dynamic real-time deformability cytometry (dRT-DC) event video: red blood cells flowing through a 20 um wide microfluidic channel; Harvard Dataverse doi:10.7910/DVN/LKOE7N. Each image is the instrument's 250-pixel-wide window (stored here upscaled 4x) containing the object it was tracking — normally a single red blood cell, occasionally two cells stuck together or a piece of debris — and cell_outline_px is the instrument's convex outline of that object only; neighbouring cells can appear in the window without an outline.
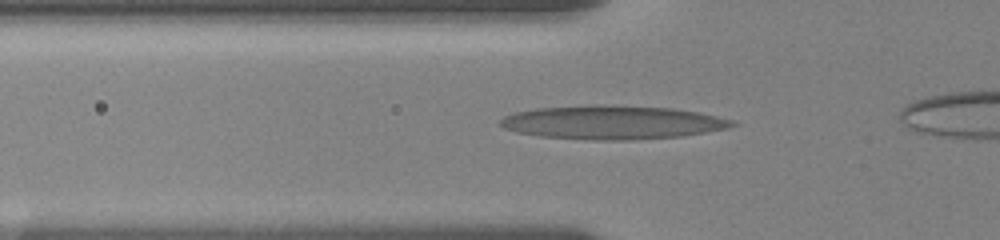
{"species": "human", "species_latin": "Homo sapiens", "temperature_condition": "room temperature", "stored_images_in_passage": 36, "camera_frame_rate_fps": 3000, "um_per_image_px": 0.085, "donor": {"sex": "female"}, "frame": {"image": 1, "passage_image": 12, "time_ms": 4.0, "image_size_px": [1000, 240], "cell_outline_px": [[740, 124], [728, 128], [680, 136], [628, 140], [592, 140], [540, 136], [516, 132], [504, 128], [500, 124], [500, 120], [504, 116], [516, 112], [536, 108], [672, 108], [696, 112], [716, 116], [732, 120]], "centroid_in_image_um": [52.07, 10.46], "position_along_channel_um": 73.7, "area_um2": 43.41}}
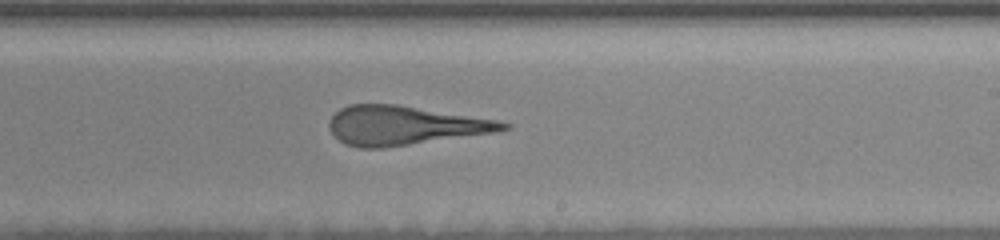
{"frame": {"image": 2, "passage_image": 22, "time_ms": 9.0, "image_size_px": [1000, 240], "cell_outline_px": [[512, 128], [492, 132], [384, 148], [360, 148], [344, 144], [332, 132], [328, 124], [332, 116], [340, 108], [348, 104], [396, 104], [496, 120], [512, 124]], "centroid_in_image_um": [34.33, 10.66], "position_along_channel_um": 254.7, "area_um2": 39.07}}
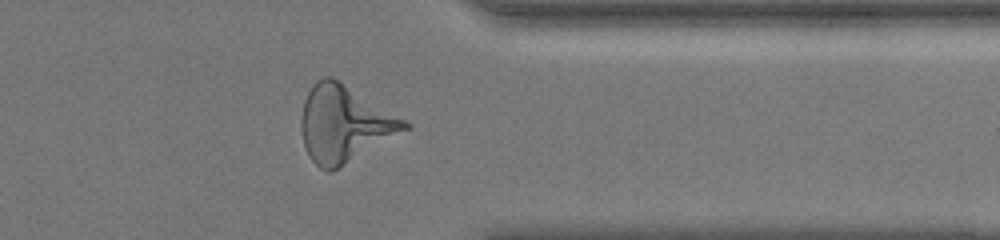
{"frame": {"image": 3, "passage_image": 31, "time_ms": 12.667, "image_size_px": [1000, 240], "cell_outline_px": [[412, 128], [340, 168], [332, 172], [328, 172], [320, 168], [308, 156], [304, 144], [300, 128], [300, 120], [304, 100], [312, 84], [316, 80], [324, 76], [332, 76], [412, 124]], "centroid_in_image_um": [29.27, 10.55], "position_along_channel_um": 382.1, "area_um2": 46.36}, "authors_computed_cell_mechanics": {"area_um2": 43.0899, "velocity_mm_per_s": 3.6029, "shape_relaxation_time_tau1_ms": 9.1208, "shape_relaxation_time_tau2_ms": 1.7952, "deformation_change_tau1": 0.2917, "deformation_change_tau2": 0.1498}}